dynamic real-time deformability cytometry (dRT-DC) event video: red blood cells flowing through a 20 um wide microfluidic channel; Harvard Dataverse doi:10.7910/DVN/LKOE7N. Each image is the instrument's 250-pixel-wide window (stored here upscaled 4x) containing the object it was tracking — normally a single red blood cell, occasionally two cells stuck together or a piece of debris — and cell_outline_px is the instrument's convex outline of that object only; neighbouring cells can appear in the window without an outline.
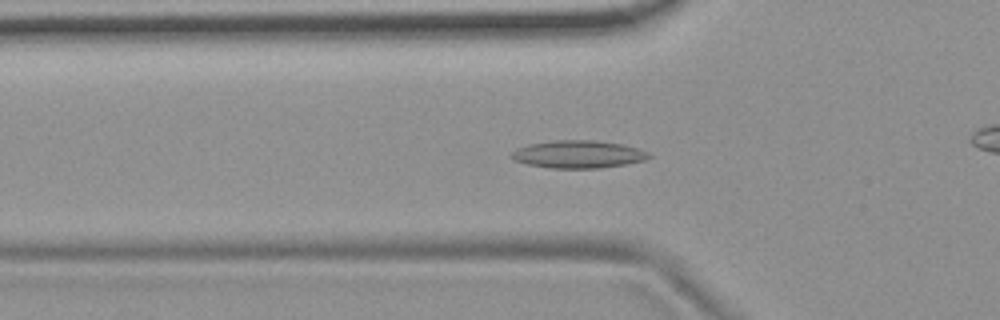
{"species": "common noctule bat (a hibernating species)", "species_latin": "Nyctalus noctula", "temperature_condition": "room temperature", "stored_images_in_passage": 40, "camera_frame_rate_fps": 3000, "um_per_image_px": 0.085, "animal": {"sex": "female", "body_mass_g": 19.9}, "frame": {"image": 1, "passage_image": 3, "time_ms": 0.667, "image_size_px": [1000, 320], "cell_outline_px": [[652, 156], [644, 160], [628, 164], [600, 168], [548, 168], [528, 164], [516, 160], [508, 156], [516, 148], [528, 144], [552, 140], [596, 140], [624, 144], [648, 152]], "centroid_in_image_um": [49.14, 13.11], "position_along_channel_um": 76.7, "area_um2": 22.31}}
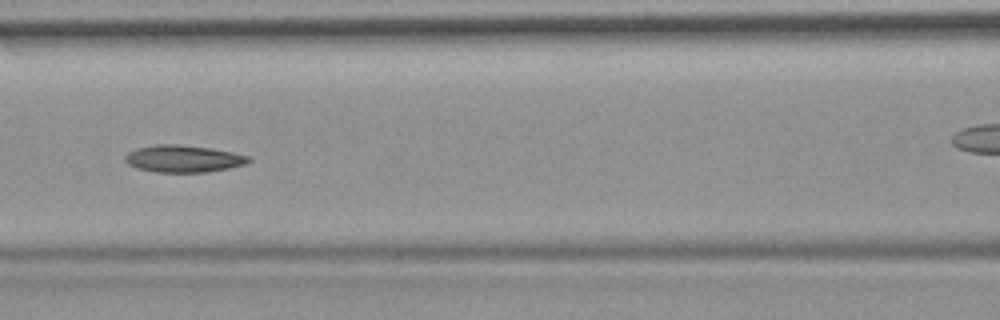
{"frame": {"image": 2, "passage_image": 9, "time_ms": 2.667, "image_size_px": [1000, 320], "cell_outline_px": [[252, 160], [248, 164], [208, 172], [156, 172], [136, 168], [128, 164], [124, 160], [124, 156], [128, 152], [136, 148], [156, 144], [176, 144], [208, 148], [232, 152], [252, 156]], "centroid_in_image_um": [15.6, 13.49], "position_along_channel_um": 151.0, "area_um2": 19.65}}
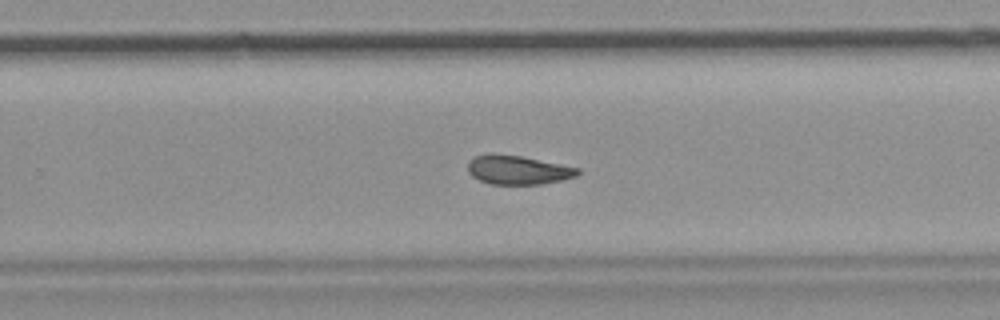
{"frame": {"image": 3, "passage_image": 20, "time_ms": 6.333, "image_size_px": [1000, 320], "cell_outline_px": [[580, 172], [576, 176], [560, 180], [540, 184], [492, 184], [480, 180], [472, 176], [468, 172], [468, 160], [476, 156], [488, 152], [520, 156], [580, 168]], "centroid_in_image_um": [43.98, 14.43], "position_along_channel_um": 285.8, "area_um2": 18.5}, "authors_computed_cell_mechanics": {"area_um2": 19.074, "velocity_mm_per_s": 3.6942, "shape_relaxation_time_tau1_ms": null, "shape_relaxation_time_tau2_ms": 6.5214, "deformation_change_tau1": null, "deformation_change_tau2": 0.1458}}